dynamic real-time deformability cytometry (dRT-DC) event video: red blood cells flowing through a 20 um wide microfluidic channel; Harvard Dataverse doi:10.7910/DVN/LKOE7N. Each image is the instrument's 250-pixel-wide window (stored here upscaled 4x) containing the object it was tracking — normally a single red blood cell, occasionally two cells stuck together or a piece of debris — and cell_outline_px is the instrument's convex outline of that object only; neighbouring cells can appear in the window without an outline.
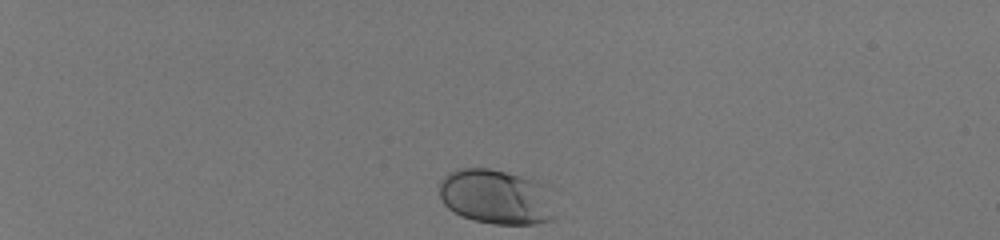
{"species": "human", "species_latin": "Homo sapiens", "temperature_condition": "room temperature", "stored_images_in_passage": 36, "camera_frame_rate_fps": 3000, "um_per_image_px": 0.085, "donor": {"sex": "male"}, "frame": {"image": 1, "passage_image": 1, "time_ms": 0.0, "image_size_px": [1000, 240], "cell_outline_px": [[556, 216], [552, 220], [536, 224], [492, 224], [472, 220], [460, 216], [448, 208], [444, 204], [440, 196], [440, 184], [444, 176], [448, 172], [456, 168], [488, 168], [520, 176], [532, 180], [540, 184]], "centroid_in_image_um": [42.08, 16.75], "position_along_channel_um": 42.9, "area_um2": 36.53}}
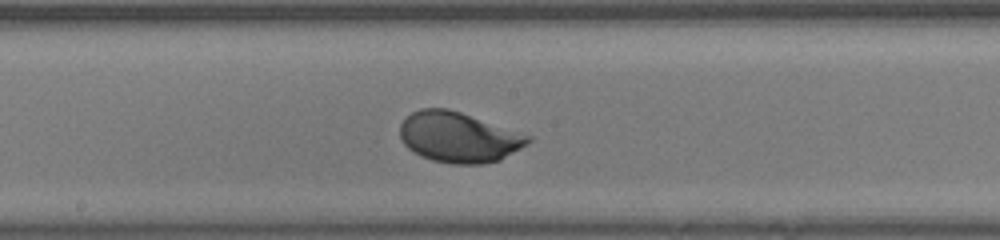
{"frame": {"image": 2, "passage_image": 20, "time_ms": 6.333, "image_size_px": [1000, 240], "cell_outline_px": [[532, 140], [528, 144], [500, 160], [484, 164], [452, 164], [432, 160], [420, 156], [412, 152], [404, 144], [400, 136], [400, 124], [412, 112], [420, 108], [448, 108], [532, 136]], "centroid_in_image_um": [38.98, 11.67], "position_along_channel_um": 209.2, "area_um2": 37.63}}
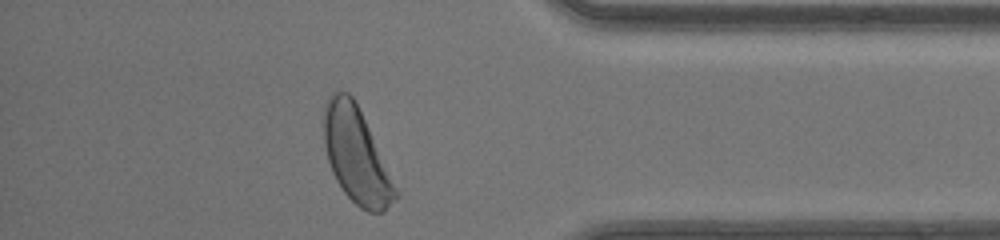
{"frame": {"image": 3, "passage_image": 35, "time_ms": 11.333, "image_size_px": [1000, 240], "cell_outline_px": [[400, 196], [384, 212], [368, 212], [360, 208], [344, 192], [336, 180], [332, 172], [328, 160], [324, 144], [320, 116], [324, 104], [328, 96], [336, 88], [348, 92], [352, 96], [400, 192]], "centroid_in_image_um": [30.25, 13.18], "position_along_channel_um": 405.0, "area_um2": 40.29}, "authors_computed_cell_mechanics": {"area_um2": 36.5296, "velocity_mm_per_s": 4.1357, "shape_relaxation_time_tau1_ms": 1.9537, "shape_relaxation_time_tau2_ms": null, "deformation_change_tau1": 0.1287, "deformation_change_tau2": null}}